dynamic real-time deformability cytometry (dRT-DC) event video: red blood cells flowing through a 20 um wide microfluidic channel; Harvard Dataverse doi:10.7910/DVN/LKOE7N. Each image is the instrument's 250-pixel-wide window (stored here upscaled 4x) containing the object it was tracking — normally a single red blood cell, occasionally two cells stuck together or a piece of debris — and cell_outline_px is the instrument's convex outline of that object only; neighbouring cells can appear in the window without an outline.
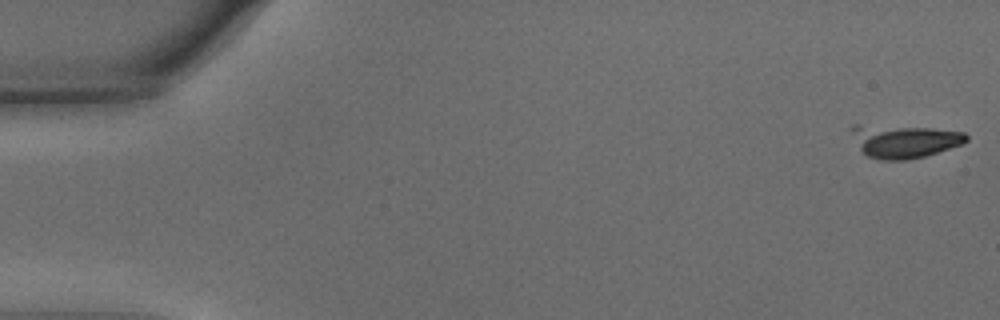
{"species": "common noctule bat (a hibernating species)", "species_latin": "Nyctalus noctula", "temperature_condition": "warm", "stored_images_in_passage": 9, "camera_frame_rate_fps": 3000, "um_per_image_px": 0.085, "animal": {"sex": "male", "body_mass_g": 15.6}, "frame": {"image": 1, "passage_image": 1, "time_ms": 0.0, "image_size_px": [1000, 320], "cell_outline_px": [[968, 140], [960, 144], [924, 156], [904, 160], [884, 160], [868, 156], [860, 148], [848, 128], [852, 124], [860, 124], [932, 128], [964, 132], [968, 136]], "centroid_in_image_um": [76.8, 11.97], "position_along_channel_um": 8.2, "area_um2": 21.91}}